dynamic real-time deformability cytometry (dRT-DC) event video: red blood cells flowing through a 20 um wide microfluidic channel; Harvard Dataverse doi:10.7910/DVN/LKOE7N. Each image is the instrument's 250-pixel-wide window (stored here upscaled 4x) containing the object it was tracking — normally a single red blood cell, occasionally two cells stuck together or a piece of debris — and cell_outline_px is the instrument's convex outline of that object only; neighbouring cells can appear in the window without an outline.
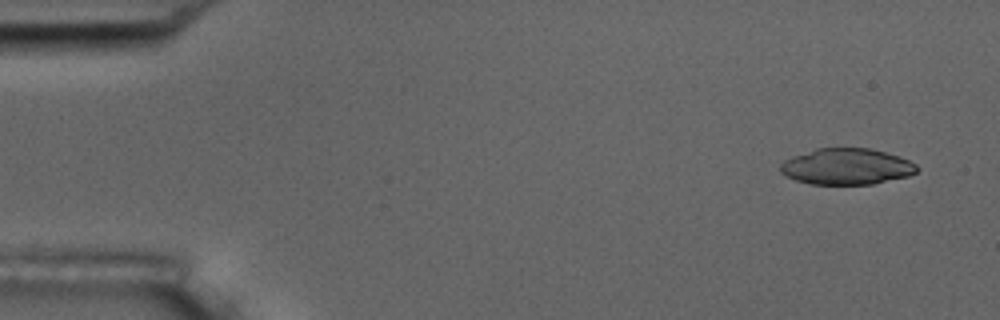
{"species": "common noctule bat (a hibernating species)", "species_latin": "Nyctalus noctula", "temperature_condition": "room temperature", "stored_images_in_passage": 4, "camera_frame_rate_fps": 3000, "um_per_image_px": 0.085, "animal": {"sex": "male", "body_mass_g": 17.5, "forearm_length_mm": 52.3}, "frame": {"image": 1, "passage_image": 1, "time_ms": 0.0, "image_size_px": [1000, 320], "cell_outline_px": [[920, 168], [916, 172], [908, 176], [872, 184], [812, 184], [796, 180], [780, 172], [780, 164], [784, 160], [792, 156], [816, 148], [868, 148], [900, 156], [916, 164]], "centroid_in_image_um": [71.96, 14.15], "position_along_channel_um": 13.0, "area_um2": 28.73}}